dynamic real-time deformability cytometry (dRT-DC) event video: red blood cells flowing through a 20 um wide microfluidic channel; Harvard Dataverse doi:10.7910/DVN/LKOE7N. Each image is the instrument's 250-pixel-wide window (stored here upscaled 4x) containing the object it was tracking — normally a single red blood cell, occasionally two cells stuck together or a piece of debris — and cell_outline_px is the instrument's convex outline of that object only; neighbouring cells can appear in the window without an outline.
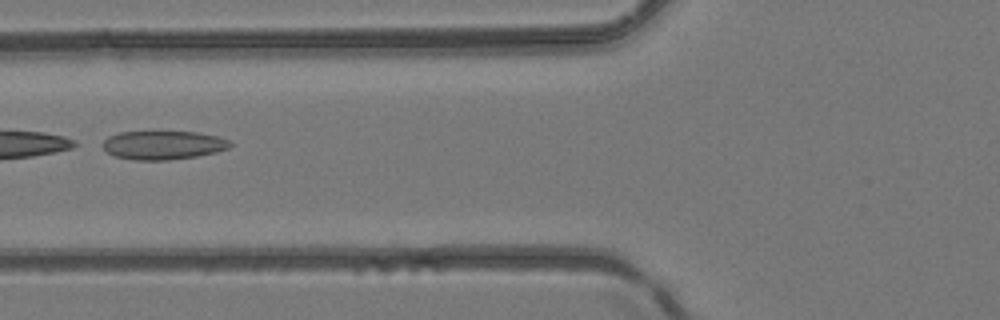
{"species": "common noctule bat (a hibernating species)", "species_latin": "Nyctalus noctula", "temperature_condition": "room temperature", "stored_images_in_passage": 7, "camera_frame_rate_fps": 3000, "um_per_image_px": 0.085, "animal": {"sex": "female", "body_mass_g": 24.6, "forearm_length_mm": 56.2}, "frame": {"image": 1, "passage_image": 7, "time_ms": 2.0, "image_size_px": [1000, 320], "cell_outline_px": [[232, 144], [228, 148], [216, 152], [196, 156], [168, 160], [136, 160], [116, 156], [108, 152], [104, 148], [104, 140], [108, 136], [120, 132], [196, 132], [216, 136], [232, 140]], "centroid_in_image_um": [13.9, 12.33], "position_along_channel_um": 111.9, "area_um2": 21.1}}